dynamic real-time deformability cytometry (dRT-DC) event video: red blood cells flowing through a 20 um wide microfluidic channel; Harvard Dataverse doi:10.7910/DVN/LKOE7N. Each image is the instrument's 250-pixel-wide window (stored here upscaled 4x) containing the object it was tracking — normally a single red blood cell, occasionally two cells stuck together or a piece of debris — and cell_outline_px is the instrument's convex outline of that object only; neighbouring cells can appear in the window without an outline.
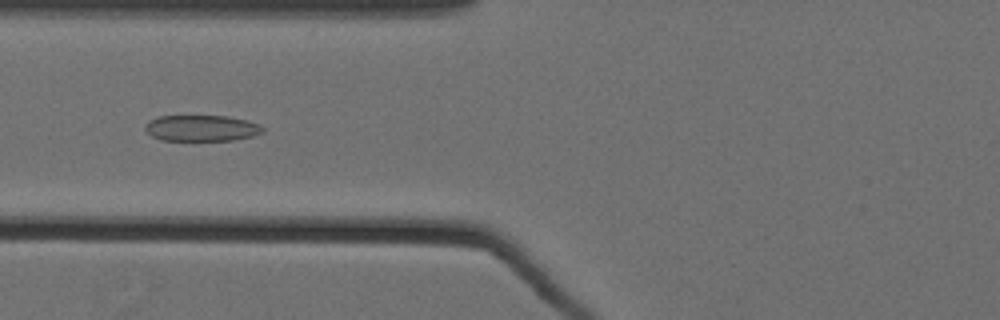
{"species": "Egyptian fruit bat (a non-hibernating species)", "species_latin": "Rousettus aegyptiacus", "temperature_condition": "cold", "stored_images_in_passage": 31, "camera_frame_rate_fps": 3000, "um_per_image_px": 0.085, "animal": {"sex": "female"}, "frame": {"image": 1, "passage_image": 4, "time_ms": 1.0, "image_size_px": [1000, 320], "cell_outline_px": [[264, 132], [252, 136], [232, 140], [160, 140], [152, 136], [144, 128], [148, 120], [160, 116], [224, 116], [248, 120], [260, 124], [264, 128]], "centroid_in_image_um": [17.14, 10.89], "position_along_channel_um": 108.7, "area_um2": 17.86}}
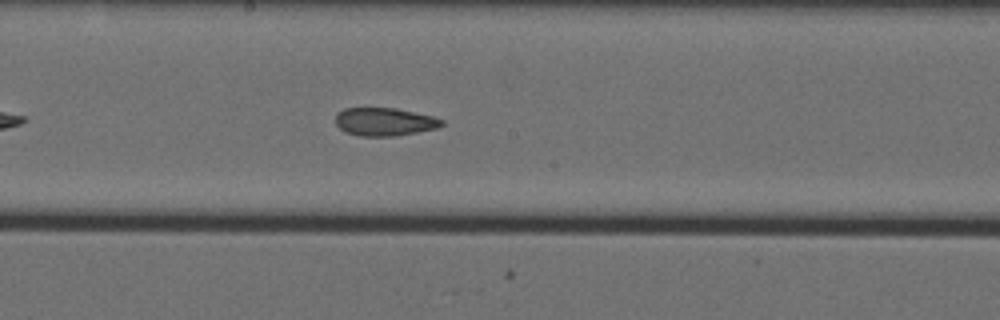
{"frame": {"image": 2, "passage_image": 13, "time_ms": 4.0, "image_size_px": [1000, 320], "cell_outline_px": [[444, 124], [440, 128], [396, 136], [360, 136], [344, 132], [336, 124], [336, 112], [344, 108], [396, 108], [432, 116], [444, 120]], "centroid_in_image_um": [32.69, 10.35], "position_along_channel_um": 215.5, "area_um2": 17.57}}
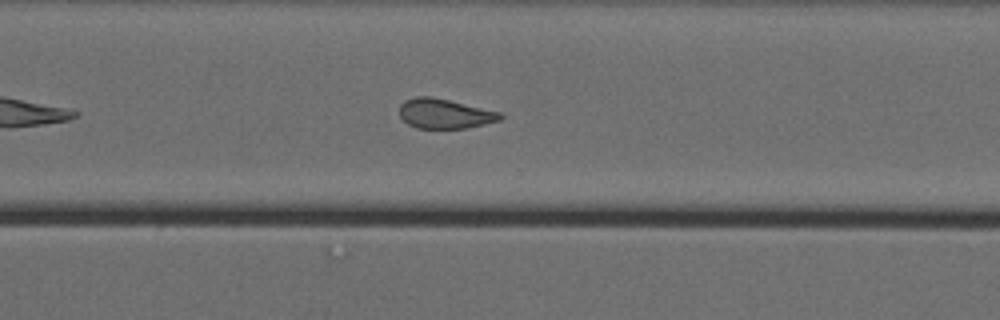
{"frame": {"image": 3, "passage_image": 23, "time_ms": 7.333, "image_size_px": [1000, 320], "cell_outline_px": [[504, 116], [500, 120], [468, 128], [416, 128], [408, 124], [400, 116], [400, 104], [404, 100], [416, 96], [432, 96], [500, 112]], "centroid_in_image_um": [37.78, 9.66], "position_along_channel_um": 332.8, "area_um2": 17.46}, "authors_computed_cell_mechanics": {"area_um2": 18.0336, "velocity_mm_per_s": 3.5464, "shape_relaxation_time_tau1_ms": null, "shape_relaxation_time_tau2_ms": 2.0993, "deformation_change_tau1": null, "deformation_change_tau2": 0.0955}}